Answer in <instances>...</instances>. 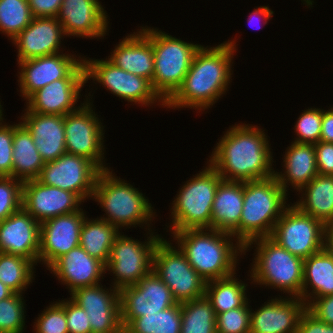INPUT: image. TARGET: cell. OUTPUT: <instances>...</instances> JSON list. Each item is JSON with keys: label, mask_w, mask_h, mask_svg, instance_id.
<instances>
[{"label": "cell", "mask_w": 333, "mask_h": 333, "mask_svg": "<svg viewBox=\"0 0 333 333\" xmlns=\"http://www.w3.org/2000/svg\"><path fill=\"white\" fill-rule=\"evenodd\" d=\"M27 0H0V32L13 40L32 21Z\"/></svg>", "instance_id": "obj_38"}, {"label": "cell", "mask_w": 333, "mask_h": 333, "mask_svg": "<svg viewBox=\"0 0 333 333\" xmlns=\"http://www.w3.org/2000/svg\"><path fill=\"white\" fill-rule=\"evenodd\" d=\"M182 324L181 304L154 314L133 319L123 333H180Z\"/></svg>", "instance_id": "obj_36"}, {"label": "cell", "mask_w": 333, "mask_h": 333, "mask_svg": "<svg viewBox=\"0 0 333 333\" xmlns=\"http://www.w3.org/2000/svg\"><path fill=\"white\" fill-rule=\"evenodd\" d=\"M297 333H333V325L320 321L306 309L300 316Z\"/></svg>", "instance_id": "obj_48"}, {"label": "cell", "mask_w": 333, "mask_h": 333, "mask_svg": "<svg viewBox=\"0 0 333 333\" xmlns=\"http://www.w3.org/2000/svg\"><path fill=\"white\" fill-rule=\"evenodd\" d=\"M303 3V5L305 4V6L307 7H313L312 5L314 4V0H301Z\"/></svg>", "instance_id": "obj_54"}, {"label": "cell", "mask_w": 333, "mask_h": 333, "mask_svg": "<svg viewBox=\"0 0 333 333\" xmlns=\"http://www.w3.org/2000/svg\"><path fill=\"white\" fill-rule=\"evenodd\" d=\"M13 123L0 120V176L12 177Z\"/></svg>", "instance_id": "obj_44"}, {"label": "cell", "mask_w": 333, "mask_h": 333, "mask_svg": "<svg viewBox=\"0 0 333 333\" xmlns=\"http://www.w3.org/2000/svg\"><path fill=\"white\" fill-rule=\"evenodd\" d=\"M23 182L0 176V222L22 208Z\"/></svg>", "instance_id": "obj_42"}, {"label": "cell", "mask_w": 333, "mask_h": 333, "mask_svg": "<svg viewBox=\"0 0 333 333\" xmlns=\"http://www.w3.org/2000/svg\"><path fill=\"white\" fill-rule=\"evenodd\" d=\"M250 299L240 308L216 314L217 333H250ZM250 307V308H249Z\"/></svg>", "instance_id": "obj_41"}, {"label": "cell", "mask_w": 333, "mask_h": 333, "mask_svg": "<svg viewBox=\"0 0 333 333\" xmlns=\"http://www.w3.org/2000/svg\"><path fill=\"white\" fill-rule=\"evenodd\" d=\"M104 287L102 283L80 287L70 298L85 310L92 333H123L119 291L111 284Z\"/></svg>", "instance_id": "obj_17"}, {"label": "cell", "mask_w": 333, "mask_h": 333, "mask_svg": "<svg viewBox=\"0 0 333 333\" xmlns=\"http://www.w3.org/2000/svg\"><path fill=\"white\" fill-rule=\"evenodd\" d=\"M40 223L23 208L0 222V252L38 263Z\"/></svg>", "instance_id": "obj_24"}, {"label": "cell", "mask_w": 333, "mask_h": 333, "mask_svg": "<svg viewBox=\"0 0 333 333\" xmlns=\"http://www.w3.org/2000/svg\"><path fill=\"white\" fill-rule=\"evenodd\" d=\"M181 318L180 333H217L216 314L206 296L182 303Z\"/></svg>", "instance_id": "obj_37"}, {"label": "cell", "mask_w": 333, "mask_h": 333, "mask_svg": "<svg viewBox=\"0 0 333 333\" xmlns=\"http://www.w3.org/2000/svg\"><path fill=\"white\" fill-rule=\"evenodd\" d=\"M120 230L100 218L86 216L80 230V246L91 256L105 265L108 263L111 247Z\"/></svg>", "instance_id": "obj_33"}, {"label": "cell", "mask_w": 333, "mask_h": 333, "mask_svg": "<svg viewBox=\"0 0 333 333\" xmlns=\"http://www.w3.org/2000/svg\"><path fill=\"white\" fill-rule=\"evenodd\" d=\"M297 195L300 198L292 204L301 212L311 215L326 227L333 226V175L318 173Z\"/></svg>", "instance_id": "obj_30"}, {"label": "cell", "mask_w": 333, "mask_h": 333, "mask_svg": "<svg viewBox=\"0 0 333 333\" xmlns=\"http://www.w3.org/2000/svg\"><path fill=\"white\" fill-rule=\"evenodd\" d=\"M306 309L320 321L333 325V294L311 299Z\"/></svg>", "instance_id": "obj_46"}, {"label": "cell", "mask_w": 333, "mask_h": 333, "mask_svg": "<svg viewBox=\"0 0 333 333\" xmlns=\"http://www.w3.org/2000/svg\"><path fill=\"white\" fill-rule=\"evenodd\" d=\"M33 17H57L62 0H27Z\"/></svg>", "instance_id": "obj_49"}, {"label": "cell", "mask_w": 333, "mask_h": 333, "mask_svg": "<svg viewBox=\"0 0 333 333\" xmlns=\"http://www.w3.org/2000/svg\"><path fill=\"white\" fill-rule=\"evenodd\" d=\"M324 248L333 257V226H329L326 229Z\"/></svg>", "instance_id": "obj_52"}, {"label": "cell", "mask_w": 333, "mask_h": 333, "mask_svg": "<svg viewBox=\"0 0 333 333\" xmlns=\"http://www.w3.org/2000/svg\"><path fill=\"white\" fill-rule=\"evenodd\" d=\"M20 121L31 133L44 162L54 161L67 153L64 116L24 112Z\"/></svg>", "instance_id": "obj_26"}, {"label": "cell", "mask_w": 333, "mask_h": 333, "mask_svg": "<svg viewBox=\"0 0 333 333\" xmlns=\"http://www.w3.org/2000/svg\"><path fill=\"white\" fill-rule=\"evenodd\" d=\"M323 109L310 107L303 110L294 126L296 143L316 144L320 141Z\"/></svg>", "instance_id": "obj_40"}, {"label": "cell", "mask_w": 333, "mask_h": 333, "mask_svg": "<svg viewBox=\"0 0 333 333\" xmlns=\"http://www.w3.org/2000/svg\"><path fill=\"white\" fill-rule=\"evenodd\" d=\"M14 292L0 281V301L10 297Z\"/></svg>", "instance_id": "obj_53"}, {"label": "cell", "mask_w": 333, "mask_h": 333, "mask_svg": "<svg viewBox=\"0 0 333 333\" xmlns=\"http://www.w3.org/2000/svg\"><path fill=\"white\" fill-rule=\"evenodd\" d=\"M171 236L189 264L206 282L238 271L244 246L231 234L213 229H186L173 232Z\"/></svg>", "instance_id": "obj_3"}, {"label": "cell", "mask_w": 333, "mask_h": 333, "mask_svg": "<svg viewBox=\"0 0 333 333\" xmlns=\"http://www.w3.org/2000/svg\"><path fill=\"white\" fill-rule=\"evenodd\" d=\"M240 123L230 126L218 139L207 162L222 180L244 182L274 176L275 161L265 129Z\"/></svg>", "instance_id": "obj_2"}, {"label": "cell", "mask_w": 333, "mask_h": 333, "mask_svg": "<svg viewBox=\"0 0 333 333\" xmlns=\"http://www.w3.org/2000/svg\"><path fill=\"white\" fill-rule=\"evenodd\" d=\"M66 38L56 17H34L12 41L17 48V62L63 52ZM62 40V41H61Z\"/></svg>", "instance_id": "obj_23"}, {"label": "cell", "mask_w": 333, "mask_h": 333, "mask_svg": "<svg viewBox=\"0 0 333 333\" xmlns=\"http://www.w3.org/2000/svg\"><path fill=\"white\" fill-rule=\"evenodd\" d=\"M24 295L13 293L0 301V333H23L25 326Z\"/></svg>", "instance_id": "obj_39"}, {"label": "cell", "mask_w": 333, "mask_h": 333, "mask_svg": "<svg viewBox=\"0 0 333 333\" xmlns=\"http://www.w3.org/2000/svg\"><path fill=\"white\" fill-rule=\"evenodd\" d=\"M252 247L256 248L250 263V275L247 274L251 278L248 279L250 284L274 288L288 297L301 298L304 260L292 255L270 237H260L248 242L244 246V255Z\"/></svg>", "instance_id": "obj_5"}, {"label": "cell", "mask_w": 333, "mask_h": 333, "mask_svg": "<svg viewBox=\"0 0 333 333\" xmlns=\"http://www.w3.org/2000/svg\"><path fill=\"white\" fill-rule=\"evenodd\" d=\"M278 296L255 311L251 308L250 333H297L306 303L298 297Z\"/></svg>", "instance_id": "obj_22"}, {"label": "cell", "mask_w": 333, "mask_h": 333, "mask_svg": "<svg viewBox=\"0 0 333 333\" xmlns=\"http://www.w3.org/2000/svg\"><path fill=\"white\" fill-rule=\"evenodd\" d=\"M123 329L135 318L166 310L176 304L169 287L152 270L133 286L119 291Z\"/></svg>", "instance_id": "obj_15"}, {"label": "cell", "mask_w": 333, "mask_h": 333, "mask_svg": "<svg viewBox=\"0 0 333 333\" xmlns=\"http://www.w3.org/2000/svg\"><path fill=\"white\" fill-rule=\"evenodd\" d=\"M328 110L323 108L320 141L333 143V106Z\"/></svg>", "instance_id": "obj_50"}, {"label": "cell", "mask_w": 333, "mask_h": 333, "mask_svg": "<svg viewBox=\"0 0 333 333\" xmlns=\"http://www.w3.org/2000/svg\"><path fill=\"white\" fill-rule=\"evenodd\" d=\"M234 274L206 282L205 296L211 302L215 314L242 307L249 299L248 283ZM247 292V293H246Z\"/></svg>", "instance_id": "obj_34"}, {"label": "cell", "mask_w": 333, "mask_h": 333, "mask_svg": "<svg viewBox=\"0 0 333 333\" xmlns=\"http://www.w3.org/2000/svg\"><path fill=\"white\" fill-rule=\"evenodd\" d=\"M107 59L115 66L152 82L154 73L152 42L139 29L120 39Z\"/></svg>", "instance_id": "obj_27"}, {"label": "cell", "mask_w": 333, "mask_h": 333, "mask_svg": "<svg viewBox=\"0 0 333 333\" xmlns=\"http://www.w3.org/2000/svg\"><path fill=\"white\" fill-rule=\"evenodd\" d=\"M90 91L84 95L80 107L64 116V131L66 137V152L83 156L92 161L101 171L111 169L105 164L104 134L105 125L92 108ZM91 98V99H90Z\"/></svg>", "instance_id": "obj_11"}, {"label": "cell", "mask_w": 333, "mask_h": 333, "mask_svg": "<svg viewBox=\"0 0 333 333\" xmlns=\"http://www.w3.org/2000/svg\"><path fill=\"white\" fill-rule=\"evenodd\" d=\"M83 56L57 53L19 61L17 63L20 96L27 100L38 89L59 79L66 78L81 62Z\"/></svg>", "instance_id": "obj_19"}, {"label": "cell", "mask_w": 333, "mask_h": 333, "mask_svg": "<svg viewBox=\"0 0 333 333\" xmlns=\"http://www.w3.org/2000/svg\"><path fill=\"white\" fill-rule=\"evenodd\" d=\"M273 14H274V11L272 9H270L268 5L267 6H265V5L258 6V7L256 6V8H254L252 13L249 14L247 21H248L249 25L251 26L252 23L254 24V22H258V21L261 22L263 20L262 24L264 26H266V24H268V21H270V19L272 18ZM260 25H261V23H260ZM260 25H259V29H262L263 25H261V26Z\"/></svg>", "instance_id": "obj_51"}, {"label": "cell", "mask_w": 333, "mask_h": 333, "mask_svg": "<svg viewBox=\"0 0 333 333\" xmlns=\"http://www.w3.org/2000/svg\"><path fill=\"white\" fill-rule=\"evenodd\" d=\"M100 169L89 159L65 153L54 161L45 162L38 180L76 194L83 203L92 199Z\"/></svg>", "instance_id": "obj_14"}, {"label": "cell", "mask_w": 333, "mask_h": 333, "mask_svg": "<svg viewBox=\"0 0 333 333\" xmlns=\"http://www.w3.org/2000/svg\"><path fill=\"white\" fill-rule=\"evenodd\" d=\"M110 170L100 171L95 182L91 200L100 204L99 207L106 213L98 218L116 226L121 232L122 228L126 230L137 226H144L145 231L154 230L152 222L158 215L148 197Z\"/></svg>", "instance_id": "obj_4"}, {"label": "cell", "mask_w": 333, "mask_h": 333, "mask_svg": "<svg viewBox=\"0 0 333 333\" xmlns=\"http://www.w3.org/2000/svg\"><path fill=\"white\" fill-rule=\"evenodd\" d=\"M326 229L321 221L291 203L276 222L270 238L304 260L324 249Z\"/></svg>", "instance_id": "obj_13"}, {"label": "cell", "mask_w": 333, "mask_h": 333, "mask_svg": "<svg viewBox=\"0 0 333 333\" xmlns=\"http://www.w3.org/2000/svg\"><path fill=\"white\" fill-rule=\"evenodd\" d=\"M333 294V257L324 248L304 259L301 299L307 304L311 299Z\"/></svg>", "instance_id": "obj_32"}, {"label": "cell", "mask_w": 333, "mask_h": 333, "mask_svg": "<svg viewBox=\"0 0 333 333\" xmlns=\"http://www.w3.org/2000/svg\"><path fill=\"white\" fill-rule=\"evenodd\" d=\"M287 194L275 176L243 182V209L239 222V243L270 237L287 203Z\"/></svg>", "instance_id": "obj_6"}, {"label": "cell", "mask_w": 333, "mask_h": 333, "mask_svg": "<svg viewBox=\"0 0 333 333\" xmlns=\"http://www.w3.org/2000/svg\"><path fill=\"white\" fill-rule=\"evenodd\" d=\"M207 166L189 178L173 198L170 208V225L166 232L186 229H211L212 204L219 182L217 171L207 162Z\"/></svg>", "instance_id": "obj_7"}, {"label": "cell", "mask_w": 333, "mask_h": 333, "mask_svg": "<svg viewBox=\"0 0 333 333\" xmlns=\"http://www.w3.org/2000/svg\"><path fill=\"white\" fill-rule=\"evenodd\" d=\"M41 312L33 323L35 333H69L65 309L57 301Z\"/></svg>", "instance_id": "obj_43"}, {"label": "cell", "mask_w": 333, "mask_h": 333, "mask_svg": "<svg viewBox=\"0 0 333 333\" xmlns=\"http://www.w3.org/2000/svg\"><path fill=\"white\" fill-rule=\"evenodd\" d=\"M1 100V99H0ZM3 105H1V101H0V120L3 118L4 114H3Z\"/></svg>", "instance_id": "obj_55"}, {"label": "cell", "mask_w": 333, "mask_h": 333, "mask_svg": "<svg viewBox=\"0 0 333 333\" xmlns=\"http://www.w3.org/2000/svg\"><path fill=\"white\" fill-rule=\"evenodd\" d=\"M99 0H62L57 20L66 37L104 39L110 30L107 11Z\"/></svg>", "instance_id": "obj_20"}, {"label": "cell", "mask_w": 333, "mask_h": 333, "mask_svg": "<svg viewBox=\"0 0 333 333\" xmlns=\"http://www.w3.org/2000/svg\"><path fill=\"white\" fill-rule=\"evenodd\" d=\"M86 84L82 61L66 78L55 80L34 92L25 102L23 112L65 116L76 111L82 88ZM76 105V106H75Z\"/></svg>", "instance_id": "obj_16"}, {"label": "cell", "mask_w": 333, "mask_h": 333, "mask_svg": "<svg viewBox=\"0 0 333 333\" xmlns=\"http://www.w3.org/2000/svg\"><path fill=\"white\" fill-rule=\"evenodd\" d=\"M64 309L69 333H92L90 321L85 310L70 297L57 301Z\"/></svg>", "instance_id": "obj_45"}, {"label": "cell", "mask_w": 333, "mask_h": 333, "mask_svg": "<svg viewBox=\"0 0 333 333\" xmlns=\"http://www.w3.org/2000/svg\"><path fill=\"white\" fill-rule=\"evenodd\" d=\"M283 156V171L274 176L288 194L289 186L297 193L318 175L314 144L291 141Z\"/></svg>", "instance_id": "obj_28"}, {"label": "cell", "mask_w": 333, "mask_h": 333, "mask_svg": "<svg viewBox=\"0 0 333 333\" xmlns=\"http://www.w3.org/2000/svg\"><path fill=\"white\" fill-rule=\"evenodd\" d=\"M172 240L161 238L153 253L152 270L169 287L176 303L205 296L206 281L189 264Z\"/></svg>", "instance_id": "obj_10"}, {"label": "cell", "mask_w": 333, "mask_h": 333, "mask_svg": "<svg viewBox=\"0 0 333 333\" xmlns=\"http://www.w3.org/2000/svg\"><path fill=\"white\" fill-rule=\"evenodd\" d=\"M83 208L40 223L38 263L48 269L58 258L80 244V230L86 218ZM42 262V263H41Z\"/></svg>", "instance_id": "obj_18"}, {"label": "cell", "mask_w": 333, "mask_h": 333, "mask_svg": "<svg viewBox=\"0 0 333 333\" xmlns=\"http://www.w3.org/2000/svg\"><path fill=\"white\" fill-rule=\"evenodd\" d=\"M148 230L147 240L139 241L120 232L111 247L106 272L114 276L112 286L118 291L136 285L153 268V253L158 241L163 237ZM113 273V274H112Z\"/></svg>", "instance_id": "obj_9"}, {"label": "cell", "mask_w": 333, "mask_h": 333, "mask_svg": "<svg viewBox=\"0 0 333 333\" xmlns=\"http://www.w3.org/2000/svg\"><path fill=\"white\" fill-rule=\"evenodd\" d=\"M47 270L67 286L69 293L80 287L100 284L107 274L105 264L91 257L80 245L58 258Z\"/></svg>", "instance_id": "obj_25"}, {"label": "cell", "mask_w": 333, "mask_h": 333, "mask_svg": "<svg viewBox=\"0 0 333 333\" xmlns=\"http://www.w3.org/2000/svg\"><path fill=\"white\" fill-rule=\"evenodd\" d=\"M314 148L318 173L333 175V143L319 141Z\"/></svg>", "instance_id": "obj_47"}, {"label": "cell", "mask_w": 333, "mask_h": 333, "mask_svg": "<svg viewBox=\"0 0 333 333\" xmlns=\"http://www.w3.org/2000/svg\"><path fill=\"white\" fill-rule=\"evenodd\" d=\"M140 27L139 30L152 42L154 52L152 88L166 102L182 85L201 44L178 39L159 28Z\"/></svg>", "instance_id": "obj_8"}, {"label": "cell", "mask_w": 333, "mask_h": 333, "mask_svg": "<svg viewBox=\"0 0 333 333\" xmlns=\"http://www.w3.org/2000/svg\"><path fill=\"white\" fill-rule=\"evenodd\" d=\"M82 202L76 194L44 185L38 179L23 182L22 208L39 223L78 211Z\"/></svg>", "instance_id": "obj_21"}, {"label": "cell", "mask_w": 333, "mask_h": 333, "mask_svg": "<svg viewBox=\"0 0 333 333\" xmlns=\"http://www.w3.org/2000/svg\"><path fill=\"white\" fill-rule=\"evenodd\" d=\"M243 182L221 180L212 204L211 229L231 234L239 242Z\"/></svg>", "instance_id": "obj_29"}, {"label": "cell", "mask_w": 333, "mask_h": 333, "mask_svg": "<svg viewBox=\"0 0 333 333\" xmlns=\"http://www.w3.org/2000/svg\"><path fill=\"white\" fill-rule=\"evenodd\" d=\"M93 59L83 57L86 83L92 79L94 84H101L111 94L132 105L150 107L157 103L165 108V102L153 90L148 79L115 66L107 58Z\"/></svg>", "instance_id": "obj_12"}, {"label": "cell", "mask_w": 333, "mask_h": 333, "mask_svg": "<svg viewBox=\"0 0 333 333\" xmlns=\"http://www.w3.org/2000/svg\"><path fill=\"white\" fill-rule=\"evenodd\" d=\"M35 266L29 259L0 252V281L14 293L24 294L35 279Z\"/></svg>", "instance_id": "obj_35"}, {"label": "cell", "mask_w": 333, "mask_h": 333, "mask_svg": "<svg viewBox=\"0 0 333 333\" xmlns=\"http://www.w3.org/2000/svg\"><path fill=\"white\" fill-rule=\"evenodd\" d=\"M12 177L22 182L38 179L45 165L31 133L20 122L13 124Z\"/></svg>", "instance_id": "obj_31"}, {"label": "cell", "mask_w": 333, "mask_h": 333, "mask_svg": "<svg viewBox=\"0 0 333 333\" xmlns=\"http://www.w3.org/2000/svg\"><path fill=\"white\" fill-rule=\"evenodd\" d=\"M237 37L217 46H203L195 52L182 85L165 102V107L204 112L229 91L232 82Z\"/></svg>", "instance_id": "obj_1"}]
</instances>
